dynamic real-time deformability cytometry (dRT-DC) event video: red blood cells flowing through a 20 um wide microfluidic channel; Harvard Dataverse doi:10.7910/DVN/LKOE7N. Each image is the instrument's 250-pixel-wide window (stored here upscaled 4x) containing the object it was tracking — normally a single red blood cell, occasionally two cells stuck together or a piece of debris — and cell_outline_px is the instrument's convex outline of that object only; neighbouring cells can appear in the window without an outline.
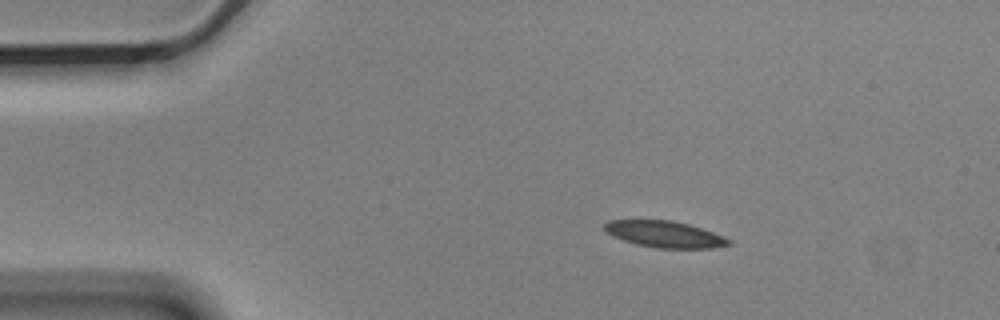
{"species": "Egyptian fruit bat (a non-hibernating species)", "species_latin": "Rousettus aegyptiacus", "temperature_condition": "cold", "stored_images_in_passage": 3, "camera_frame_rate_fps": 3000, "um_per_image_px": 0.085, "animal": {"sex": "male"}, "frame": {"image": 1, "passage_image": 1, "time_ms": 0.0, "image_size_px": [1000, 320], "cell_outline_px": [[732, 244], [712, 248], [656, 248], [636, 244], [612, 236], [604, 228], [604, 224], [608, 220], [672, 220], [688, 224], [712, 232], [732, 240]], "centroid_in_image_um": [56.5, 19.91], "position_along_channel_um": 28.5, "area_um2": 19.02}}
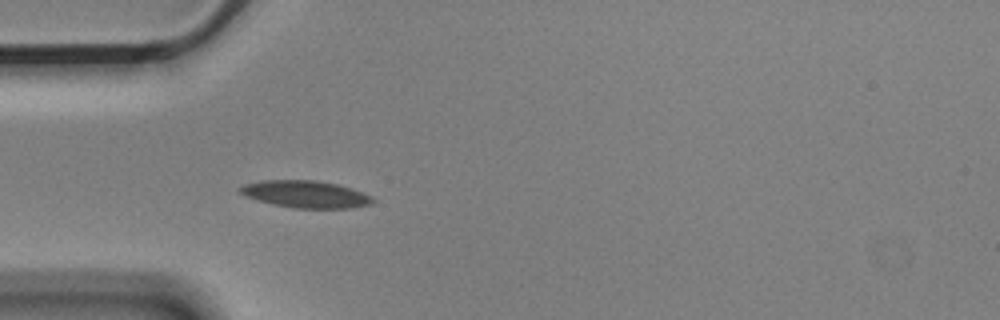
{"frame": {"image": 2, "passage_image": 3, "time_ms": 0.667, "image_size_px": [1000, 320], "cell_outline_px": [[376, 200], [372, 204], [352, 208], [292, 208], [272, 204], [256, 200], [244, 196], [236, 188], [244, 184], [264, 180], [316, 180], [336, 184], [352, 188], [372, 196]], "centroid_in_image_um": [25.97, 16.51], "position_along_channel_um": 59.0, "area_um2": 21.21}}